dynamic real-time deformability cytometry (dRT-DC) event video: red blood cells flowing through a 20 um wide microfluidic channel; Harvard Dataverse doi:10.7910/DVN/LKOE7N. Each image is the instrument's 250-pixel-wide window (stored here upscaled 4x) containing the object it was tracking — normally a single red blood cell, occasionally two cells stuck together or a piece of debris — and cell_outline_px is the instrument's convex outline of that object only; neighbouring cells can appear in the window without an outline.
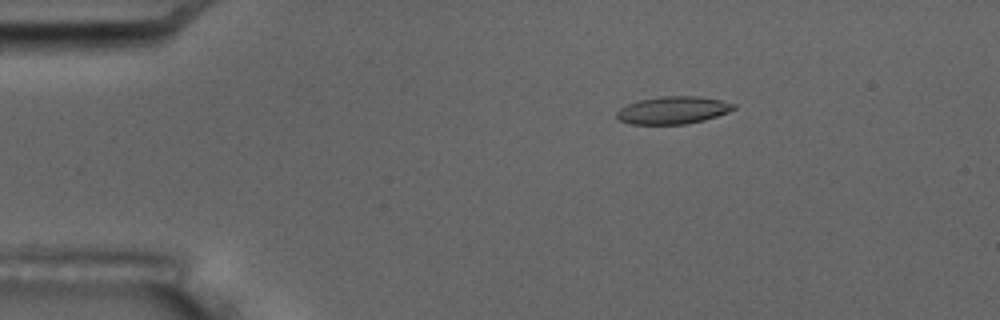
{"species": "common noctule bat (a hibernating species)", "species_latin": "Nyctalus noctula", "temperature_condition": "room temperature", "stored_images_in_passage": 4, "camera_frame_rate_fps": 3000, "um_per_image_px": 0.085, "animal": {"sex": "male", "body_mass_g": 17.5, "forearm_length_mm": 52.3}, "frame": {"image": 1, "passage_image": 2, "time_ms": 2.0, "image_size_px": [1000, 320], "cell_outline_px": [[736, 108], [728, 112], [704, 120], [684, 124], [632, 124], [620, 120], [616, 116], [616, 112], [620, 108], [636, 100], [660, 96], [696, 96], [720, 100], [736, 104]], "centroid_in_image_um": [57.19, 9.36], "position_along_channel_um": 27.8, "area_um2": 18.73}}